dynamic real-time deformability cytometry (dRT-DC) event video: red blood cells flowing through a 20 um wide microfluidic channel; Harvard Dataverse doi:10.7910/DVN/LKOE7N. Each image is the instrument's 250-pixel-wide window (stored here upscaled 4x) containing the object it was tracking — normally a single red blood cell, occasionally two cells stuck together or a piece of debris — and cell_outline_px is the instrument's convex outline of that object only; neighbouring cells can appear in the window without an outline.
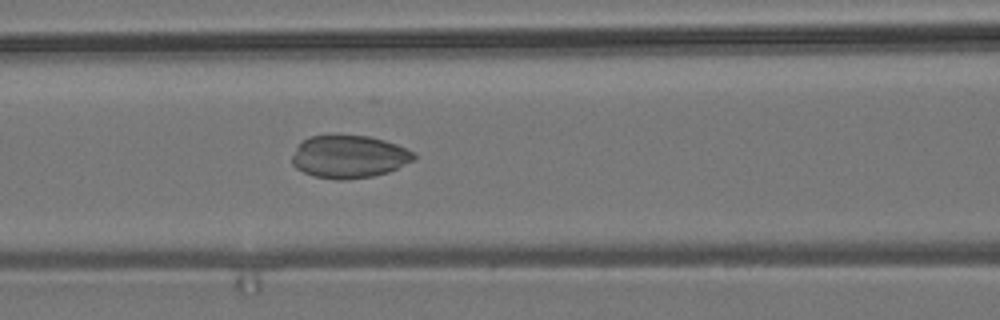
{"species": "common noctule bat (a hibernating species)", "species_latin": "Nyctalus noctula", "temperature_condition": "room temperature", "stored_images_in_passage": 3, "camera_frame_rate_fps": 3000, "um_per_image_px": 0.085, "animal": {"sex": "male", "body_mass_g": 19.2, "forearm_length_mm": 51.8}, "frame": {"image": 1, "passage_image": 3, "time_ms": 3.333, "image_size_px": [1000, 320], "cell_outline_px": [[416, 160], [388, 172], [372, 176], [344, 180], [336, 180], [312, 176], [296, 168], [292, 164], [292, 156], [300, 140], [308, 136], [368, 136], [384, 140], [396, 144], [412, 152], [416, 156]], "centroid_in_image_um": [29.64, 13.33], "position_along_channel_um": 137.0, "area_um2": 30.35}}